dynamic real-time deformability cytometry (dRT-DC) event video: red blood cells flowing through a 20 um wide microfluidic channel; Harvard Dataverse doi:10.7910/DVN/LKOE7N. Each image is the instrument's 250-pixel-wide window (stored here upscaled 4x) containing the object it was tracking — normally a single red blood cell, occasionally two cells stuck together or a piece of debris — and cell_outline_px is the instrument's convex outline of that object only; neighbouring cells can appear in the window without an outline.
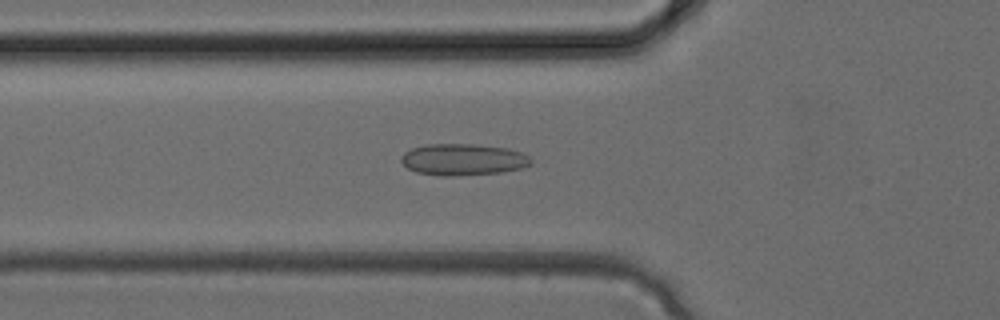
{"species": "common noctule bat (a hibernating species)", "species_latin": "Nyctalus noctula", "temperature_condition": "cold", "stored_images_in_passage": 33, "camera_frame_rate_fps": 3000, "um_per_image_px": 0.085, "animal": {"sex": "female", "body_mass_g": 24.6, "forearm_length_mm": 56.2}, "frame": {"image": 1, "passage_image": 11, "time_ms": 3.333, "image_size_px": [1000, 320], "cell_outline_px": [[532, 164], [524, 168], [500, 172], [456, 176], [436, 176], [416, 172], [408, 168], [400, 160], [400, 156], [404, 152], [412, 148], [428, 144], [476, 144], [508, 148], [520, 152], [528, 156], [532, 160]], "centroid_in_image_um": [39.36, 13.56], "position_along_channel_um": 86.4, "area_um2": 24.1}}
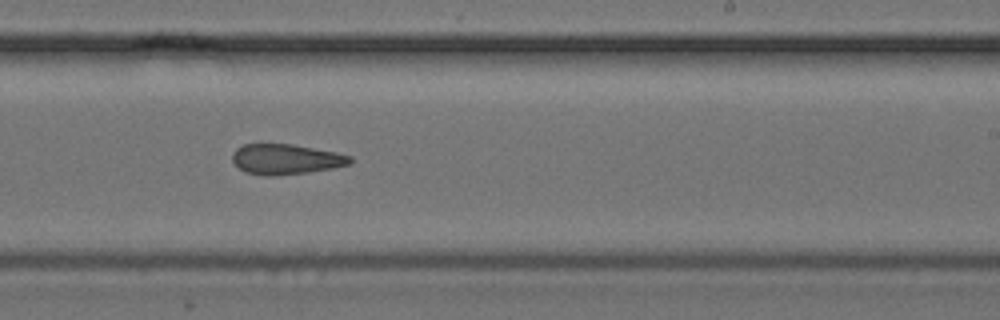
{"frame": {"image": 2, "passage_image": 20, "time_ms": 6.333, "image_size_px": [1000, 320], "cell_outline_px": [[352, 164], [332, 168], [308, 172], [272, 176], [264, 176], [244, 172], [232, 160], [232, 152], [236, 148], [244, 144], [292, 144], [336, 152], [352, 156]], "centroid_in_image_um": [24.3, 13.53], "position_along_channel_um": 264.7, "area_um2": 20.87}}
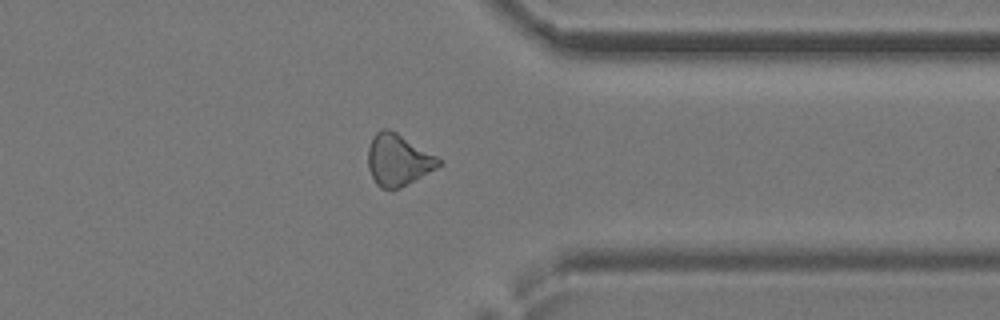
{"frame": {"image": 3, "passage_image": 26, "time_ms": 8.333, "image_size_px": [1000, 320], "cell_outline_px": [[440, 164], [436, 168], [400, 188], [392, 192], [380, 188], [376, 184], [368, 168], [368, 148], [372, 136], [376, 132], [384, 128], [388, 128], [396, 132], [436, 156], [440, 160]], "centroid_in_image_um": [33.79, 13.62], "position_along_channel_um": 377.6, "area_um2": 21.21}}